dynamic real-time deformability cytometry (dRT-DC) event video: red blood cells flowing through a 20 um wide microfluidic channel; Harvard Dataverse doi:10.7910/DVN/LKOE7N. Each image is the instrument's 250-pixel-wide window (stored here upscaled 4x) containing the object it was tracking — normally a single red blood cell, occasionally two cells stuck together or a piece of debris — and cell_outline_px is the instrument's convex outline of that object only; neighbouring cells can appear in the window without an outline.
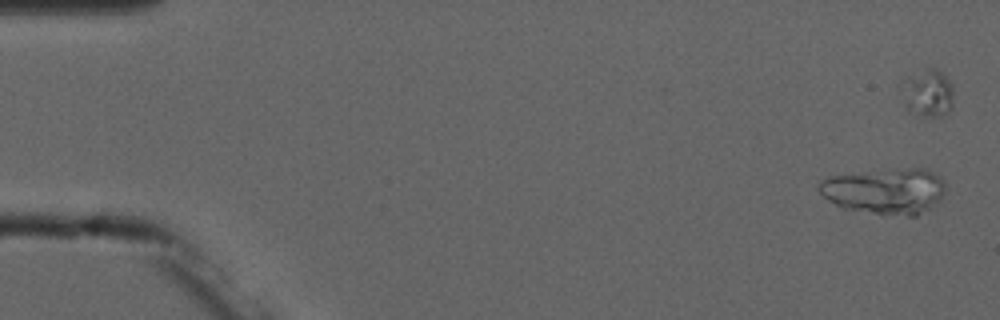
{"species": "common noctule bat (a hibernating species)", "species_latin": "Nyctalus noctula", "temperature_condition": "cold", "stored_images_in_passage": 7, "segment_of_instrument_passage": [1, 2], "camera_frame_rate_fps": 3000, "um_per_image_px": 0.085, "animal": {"sex": "male", "forearm_length_mm": 52.5}, "frame": {"image": 1, "passage_image": 1, "time_ms": 0.0, "image_size_px": [1000, 320], "cell_outline_px": [[944, 192], [940, 200], [916, 216], [908, 216], [872, 212], [840, 208], [828, 200], [816, 188], [820, 180], [832, 176], [868, 172], [912, 168], [928, 168], [940, 176], [944, 180]], "centroid_in_image_um": [75.24, 16.23], "position_along_channel_um": 9.8, "area_um2": 33.41}}